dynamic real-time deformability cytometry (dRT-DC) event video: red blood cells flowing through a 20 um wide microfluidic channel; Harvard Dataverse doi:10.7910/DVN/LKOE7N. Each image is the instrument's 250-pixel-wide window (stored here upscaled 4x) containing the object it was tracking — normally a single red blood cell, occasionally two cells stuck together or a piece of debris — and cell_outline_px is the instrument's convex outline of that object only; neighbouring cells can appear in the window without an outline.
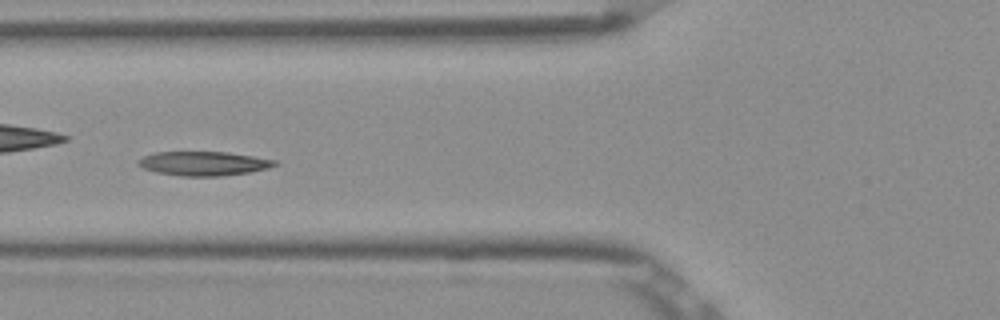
{"species": "Egyptian fruit bat (a non-hibernating species)", "species_latin": "Rousettus aegyptiacus", "temperature_condition": "room temperature", "stored_images_in_passage": 39, "camera_frame_rate_fps": 3000, "um_per_image_px": 0.085, "frame": {"image": 1, "passage_image": 7, "time_ms": 2.0, "image_size_px": [1000, 320], "cell_outline_px": [[280, 164], [268, 168], [248, 172], [220, 176], [180, 176], [156, 172], [144, 168], [136, 164], [136, 160], [144, 156], [156, 152], [228, 152], [276, 160]], "centroid_in_image_um": [17.29, 13.89], "position_along_channel_um": 108.5, "area_um2": 19.19}}
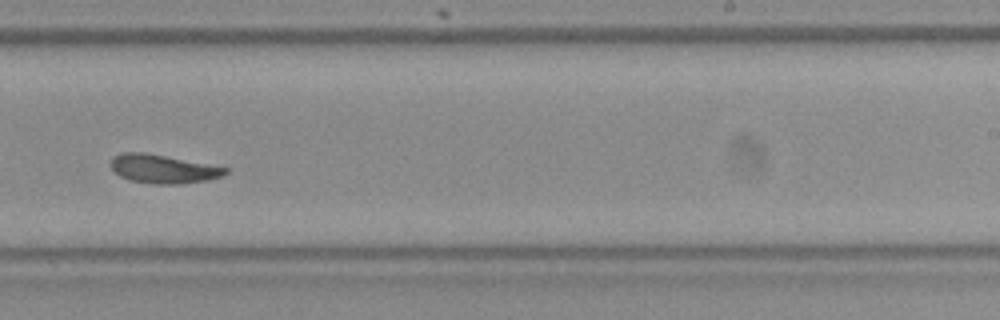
{"frame": {"image": 2, "passage_image": 20, "time_ms": 6.333, "image_size_px": [1000, 320], "cell_outline_px": [[228, 172], [220, 176], [208, 180], [180, 184], [152, 184], [132, 180], [120, 176], [108, 164], [112, 156], [120, 152], [144, 152], [228, 168]], "centroid_in_image_um": [13.8, 14.35], "position_along_channel_um": 275.2, "area_um2": 19.02}}
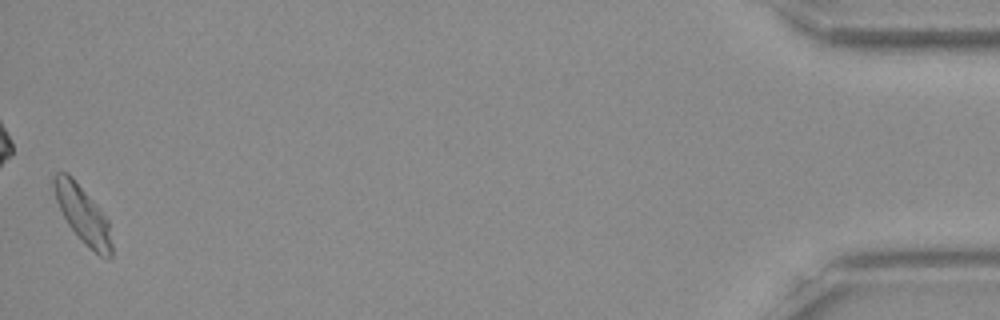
{"frame": {"image": 3, "passage_image": 39, "time_ms": 12.667, "image_size_px": [1000, 320], "cell_outline_px": [[112, 256], [108, 260], [100, 256], [88, 248], [84, 244], [68, 224], [56, 200], [52, 184], [52, 176], [56, 172], [68, 172], [72, 176], [96, 204], [108, 220], [112, 244]], "centroid_in_image_um": [7.04, 18.24], "position_along_channel_um": 428.2, "area_um2": 19.31}, "authors_computed_cell_mechanics": {"area_um2": 19.0162, "velocity_mm_per_s": 3.8472, "shape_relaxation_time_tau1_ms": null, "shape_relaxation_time_tau2_ms": 3.9817, "deformation_change_tau1": null, "deformation_change_tau2": 0.089}}